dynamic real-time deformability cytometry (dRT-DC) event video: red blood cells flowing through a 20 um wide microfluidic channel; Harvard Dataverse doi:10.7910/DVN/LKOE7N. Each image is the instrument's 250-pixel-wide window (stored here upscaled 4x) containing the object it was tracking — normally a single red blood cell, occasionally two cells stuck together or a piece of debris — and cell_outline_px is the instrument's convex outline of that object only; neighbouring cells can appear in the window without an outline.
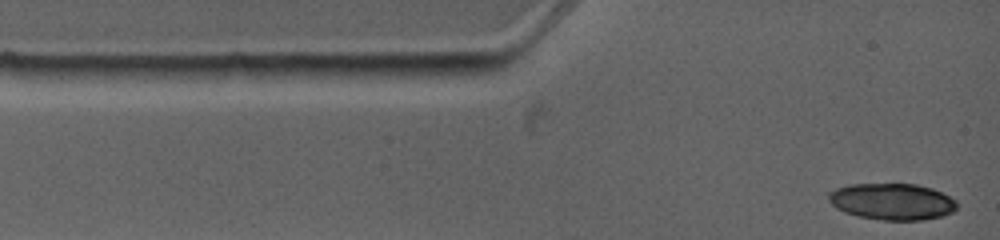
{"species": "common noctule bat (a hibernating species)", "species_latin": "Nyctalus noctula", "temperature_condition": "warm", "stored_images_in_passage": 2, "camera_frame_rate_fps": 4500, "um_per_image_px": 0.085, "animal": {"sex": "female", "body_mass_g": 19.0, "forearm_length_mm": 53.3}, "frame": {"image": 1, "passage_image": 1, "time_ms": 0.0, "image_size_px": [1000, 240], "cell_outline_px": [[956, 208], [952, 212], [940, 216], [924, 220], [884, 220], [860, 216], [844, 212], [836, 208], [828, 200], [824, 192], [848, 184], [916, 184], [932, 188], [956, 200]], "centroid_in_image_um": [75.77, 17.12], "position_along_channel_um": 9.2, "area_um2": 27.4}}